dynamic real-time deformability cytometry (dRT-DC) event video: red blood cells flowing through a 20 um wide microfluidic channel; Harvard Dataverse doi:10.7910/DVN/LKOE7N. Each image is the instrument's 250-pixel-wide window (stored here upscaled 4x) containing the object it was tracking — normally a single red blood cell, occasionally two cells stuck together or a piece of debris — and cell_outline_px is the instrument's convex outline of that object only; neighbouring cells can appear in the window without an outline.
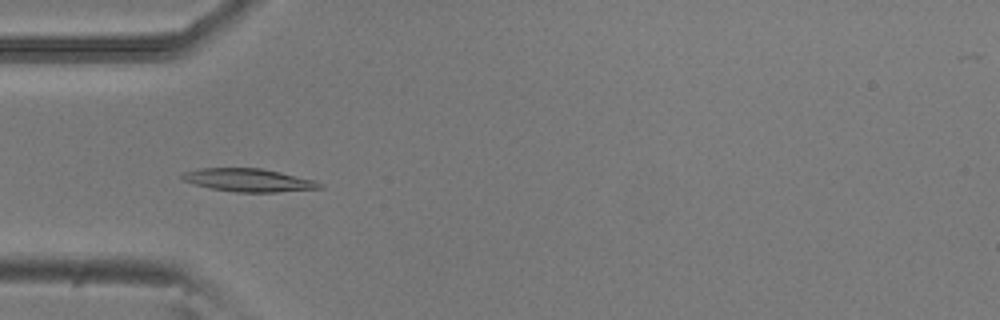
{"species": "common noctule bat (a hibernating species)", "species_latin": "Nyctalus noctula", "temperature_condition": "room temperature", "stored_images_in_passage": 4, "camera_frame_rate_fps": 3000, "um_per_image_px": 0.085, "animal": {"sex": "male", "body_mass_g": 20.5, "forearm_length_mm": 52.5}, "frame": {"image": 1, "passage_image": 3, "time_ms": 0.667, "image_size_px": [1000, 320], "cell_outline_px": [[324, 188], [276, 192], [236, 192], [212, 188], [196, 184], [184, 180], [180, 176], [184, 172], [196, 168], [260, 168], [280, 172], [316, 180], [324, 184]], "centroid_in_image_um": [21.18, 15.31], "position_along_channel_um": 63.8, "area_um2": 18.44}}
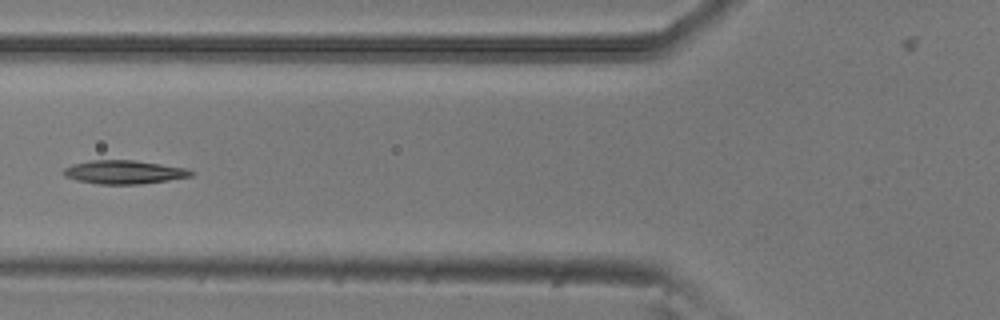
{"frame": {"image": 2, "passage_image": 4, "time_ms": 1.0, "image_size_px": [1000, 320], "cell_outline_px": [[196, 172], [192, 176], [168, 180], [140, 184], [100, 184], [76, 180], [64, 176], [60, 172], [64, 168], [72, 164], [88, 160], [132, 160], [160, 164], [184, 168]], "centroid_in_image_um": [10.49, 14.63], "position_along_channel_um": 115.3, "area_um2": 17.51}}